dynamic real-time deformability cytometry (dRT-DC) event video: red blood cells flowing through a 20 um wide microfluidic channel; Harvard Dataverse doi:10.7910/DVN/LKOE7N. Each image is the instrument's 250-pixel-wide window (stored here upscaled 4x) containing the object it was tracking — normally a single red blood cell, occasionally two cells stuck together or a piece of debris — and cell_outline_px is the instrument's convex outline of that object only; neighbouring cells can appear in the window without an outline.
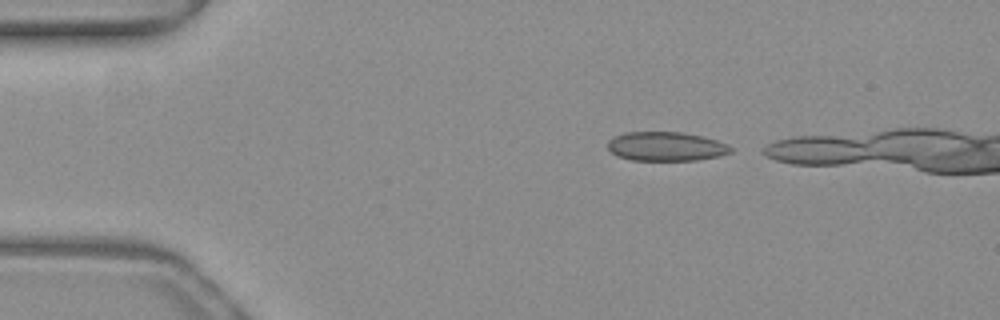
{"species": "common noctule bat (a hibernating species)", "species_latin": "Nyctalus noctula", "temperature_condition": "warm", "stored_images_in_passage": 9, "camera_frame_rate_fps": 3000, "um_per_image_px": 0.085, "animal": {"sex": "female", "body_mass_g": 19.3, "forearm_length_mm": 54.1}, "frame": {"image": 1, "passage_image": 3, "time_ms": 0.667, "image_size_px": [1000, 320], "cell_outline_px": [[732, 152], [720, 156], [696, 160], [632, 160], [616, 156], [608, 148], [608, 140], [612, 136], [624, 132], [680, 132], [704, 136], [728, 144], [732, 148]], "centroid_in_image_um": [56.6, 12.44], "position_along_channel_um": 28.4, "area_um2": 21.04}}